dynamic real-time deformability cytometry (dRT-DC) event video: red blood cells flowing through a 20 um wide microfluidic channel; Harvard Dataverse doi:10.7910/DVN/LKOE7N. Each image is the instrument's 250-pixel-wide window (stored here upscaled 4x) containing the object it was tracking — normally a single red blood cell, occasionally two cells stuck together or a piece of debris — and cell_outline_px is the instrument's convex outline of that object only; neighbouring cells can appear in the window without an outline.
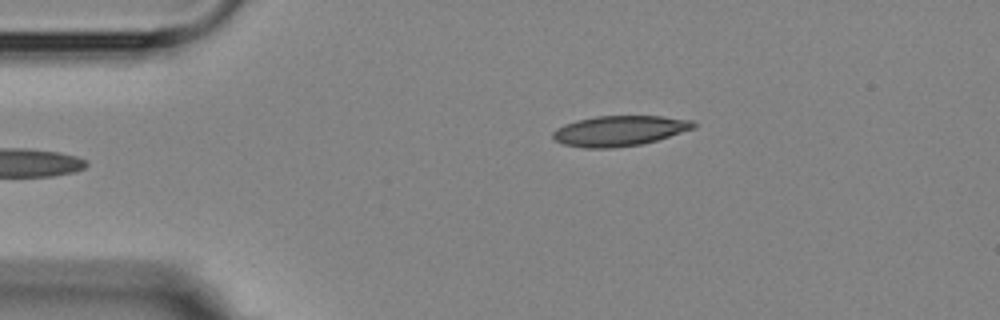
{"species": "Egyptian fruit bat (a non-hibernating species)", "species_latin": "Rousettus aegyptiacus", "temperature_condition": "room temperature", "stored_images_in_passage": 5, "camera_frame_rate_fps": 3000, "um_per_image_px": 0.085, "animal": {"sex": "female"}, "frame": {"image": 1, "passage_image": 5, "time_ms": 4.333, "image_size_px": [1000, 320], "cell_outline_px": [[696, 128], [656, 140], [640, 144], [612, 148], [584, 148], [564, 144], [556, 140], [552, 136], [552, 132], [556, 128], [564, 124], [596, 116], [660, 116], [692, 120], [696, 124]], "centroid_in_image_um": [52.66, 11.12], "position_along_channel_um": 32.3, "area_um2": 24.68}}